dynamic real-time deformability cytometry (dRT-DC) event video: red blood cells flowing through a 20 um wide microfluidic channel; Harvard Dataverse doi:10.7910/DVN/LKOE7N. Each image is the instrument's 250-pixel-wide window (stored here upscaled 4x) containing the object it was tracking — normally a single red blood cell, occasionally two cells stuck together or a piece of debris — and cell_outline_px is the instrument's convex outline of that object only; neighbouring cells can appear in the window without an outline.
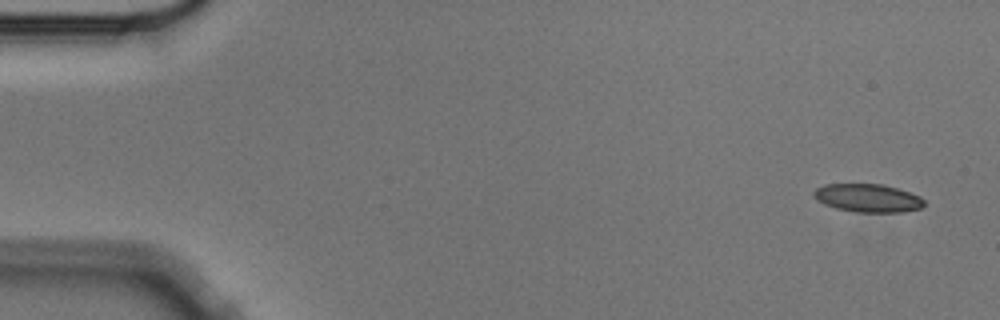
{"species": "Egyptian fruit bat (a non-hibernating species)", "species_latin": "Rousettus aegyptiacus", "temperature_condition": "cold", "stored_images_in_passage": 5, "camera_frame_rate_fps": 3000, "um_per_image_px": 0.085, "animal": {"sex": "male"}, "frame": {"image": 1, "passage_image": 1, "time_ms": 0.0, "image_size_px": [1000, 320], "cell_outline_px": [[924, 204], [920, 208], [904, 212], [856, 212], [836, 208], [824, 204], [816, 200], [812, 196], [812, 192], [816, 188], [824, 184], [880, 184], [896, 188], [920, 196], [924, 200]], "centroid_in_image_um": [73.72, 16.83], "position_along_channel_um": 11.3, "area_um2": 18.15}}
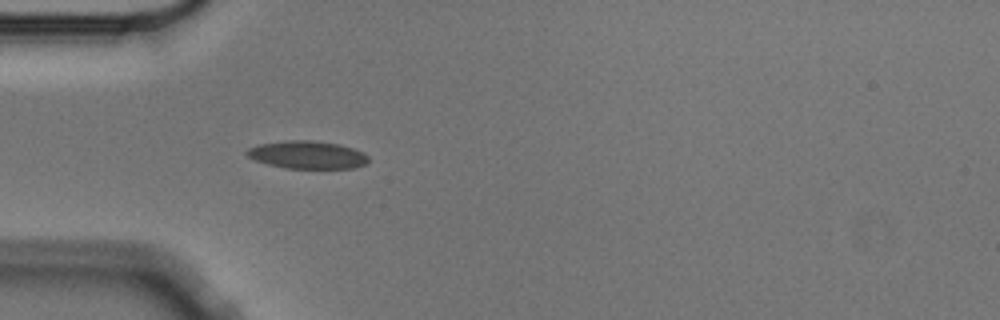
{"frame": {"image": 2, "passage_image": 5, "time_ms": 1.333, "image_size_px": [1000, 320], "cell_outline_px": [[368, 160], [364, 164], [352, 168], [284, 168], [268, 164], [256, 160], [248, 156], [244, 152], [248, 148], [260, 144], [288, 140], [308, 140], [340, 144], [364, 152], [368, 156]], "centroid_in_image_um": [26.12, 13.15], "position_along_channel_um": 58.9, "area_um2": 19.54}}